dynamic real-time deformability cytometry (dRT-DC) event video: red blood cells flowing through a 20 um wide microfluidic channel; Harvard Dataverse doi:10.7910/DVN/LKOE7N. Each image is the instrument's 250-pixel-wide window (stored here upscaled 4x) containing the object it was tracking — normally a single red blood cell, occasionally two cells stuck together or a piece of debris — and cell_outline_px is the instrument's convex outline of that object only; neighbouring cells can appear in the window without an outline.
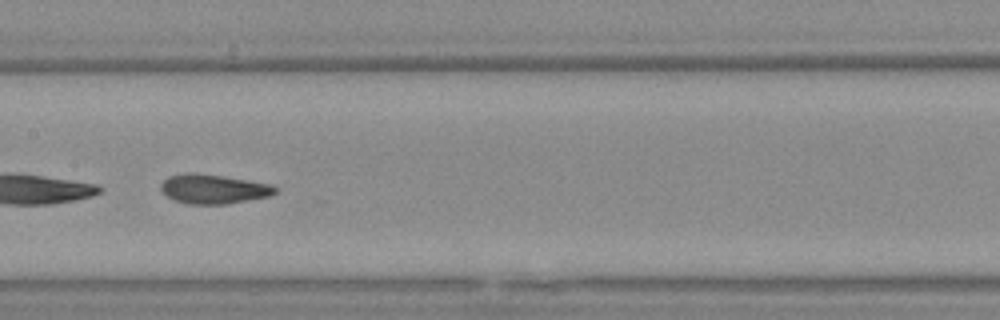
{"species": "Egyptian fruit bat (a non-hibernating species)", "species_latin": "Rousettus aegyptiacus", "temperature_condition": "warm", "stored_images_in_passage": 19, "camera_frame_rate_fps": 3000, "um_per_image_px": 0.085, "animal": {"sex": "female"}, "frame": {"image": 1, "passage_image": 17, "time_ms": 5.333, "image_size_px": [1000, 320], "cell_outline_px": [[280, 188], [276, 192], [268, 196], [228, 204], [188, 204], [176, 200], [168, 196], [160, 188], [160, 184], [168, 176], [188, 172], [192, 172], [248, 180], [272, 184]], "centroid_in_image_um": [18.16, 16.06], "position_along_channel_um": 189.2, "area_um2": 19.48}}